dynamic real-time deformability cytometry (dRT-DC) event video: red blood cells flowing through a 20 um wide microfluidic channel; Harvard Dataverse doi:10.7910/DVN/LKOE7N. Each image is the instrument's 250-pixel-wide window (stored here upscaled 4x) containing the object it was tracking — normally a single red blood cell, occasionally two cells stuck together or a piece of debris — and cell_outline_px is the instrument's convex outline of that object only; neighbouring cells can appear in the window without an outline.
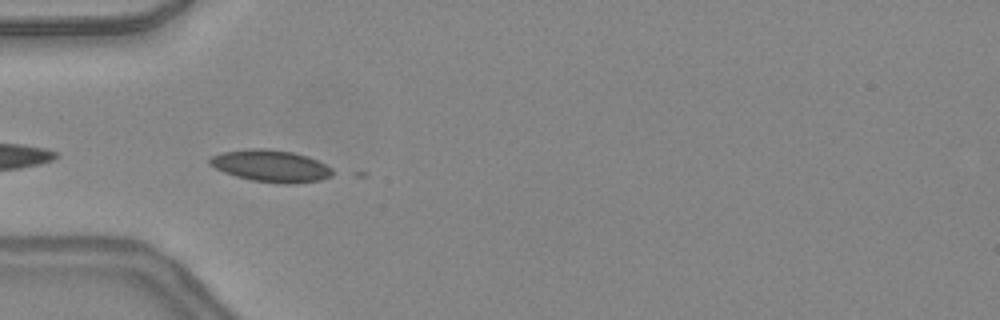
{"species": "common noctule bat (a hibernating species)", "species_latin": "Nyctalus noctula", "temperature_condition": "warm", "stored_images_in_passage": 7, "camera_frame_rate_fps": 3000, "um_per_image_px": 0.085, "animal": {"sex": "female", "body_mass_g": 24.6, "forearm_length_mm": 56.2}, "frame": {"image": 1, "passage_image": 2, "time_ms": 0.333, "image_size_px": [1000, 320], "cell_outline_px": [[340, 172], [332, 176], [320, 180], [292, 184], [284, 184], [252, 180], [236, 176], [224, 172], [208, 164], [208, 160], [212, 156], [224, 152], [248, 148], [268, 148], [292, 152], [316, 160]], "centroid_in_image_um": [23.06, 14.11], "position_along_channel_um": 61.9, "area_um2": 22.95}}
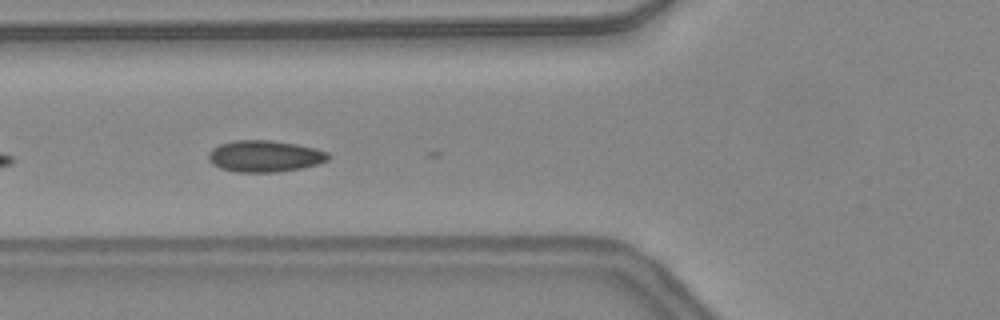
{"frame": {"image": 2, "passage_image": 5, "time_ms": 1.333, "image_size_px": [1000, 320], "cell_outline_px": [[332, 156], [328, 160], [304, 168], [276, 172], [236, 172], [220, 168], [212, 164], [208, 160], [208, 152], [212, 148], [220, 144], [232, 140], [268, 140], [296, 144], [316, 148], [328, 152]], "centroid_in_image_um": [22.5, 13.27], "position_along_channel_um": 103.3, "area_um2": 22.25}}